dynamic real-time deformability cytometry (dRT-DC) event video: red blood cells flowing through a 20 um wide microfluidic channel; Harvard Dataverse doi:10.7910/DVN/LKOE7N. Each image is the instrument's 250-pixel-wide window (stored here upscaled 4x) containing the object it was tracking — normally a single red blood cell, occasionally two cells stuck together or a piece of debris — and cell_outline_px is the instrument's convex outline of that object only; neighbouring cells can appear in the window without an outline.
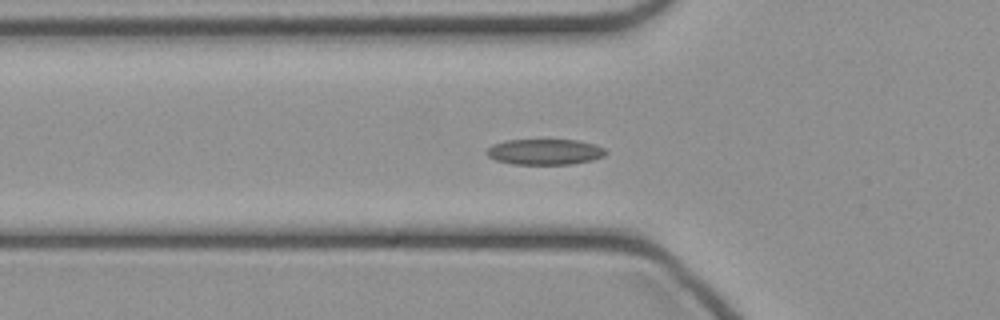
{"species": "common noctule bat (a hibernating species)", "species_latin": "Nyctalus noctula", "temperature_condition": "cold", "stored_images_in_passage": 35, "camera_frame_rate_fps": 3000, "um_per_image_px": 0.085, "animal": {"sex": "female", "body_mass_g": 21.9}, "frame": {"image": 1, "passage_image": 12, "time_ms": 3.667, "image_size_px": [1000, 320], "cell_outline_px": [[608, 152], [604, 156], [592, 160], [572, 164], [512, 164], [496, 160], [488, 156], [484, 152], [492, 144], [508, 140], [580, 140], [596, 144], [604, 148]], "centroid_in_image_um": [46.33, 12.9], "position_along_channel_um": 79.5, "area_um2": 17.98}}
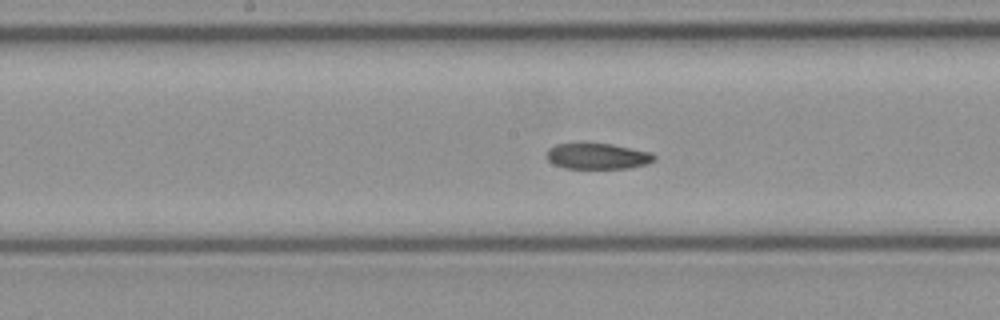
{"frame": {"image": 2, "passage_image": 20, "time_ms": 6.333, "image_size_px": [1000, 320], "cell_outline_px": [[656, 160], [648, 164], [628, 168], [564, 168], [548, 160], [548, 148], [556, 144], [612, 144], [652, 152], [656, 156]], "centroid_in_image_um": [50.86, 13.28], "position_along_channel_um": 197.3, "area_um2": 16.07}}
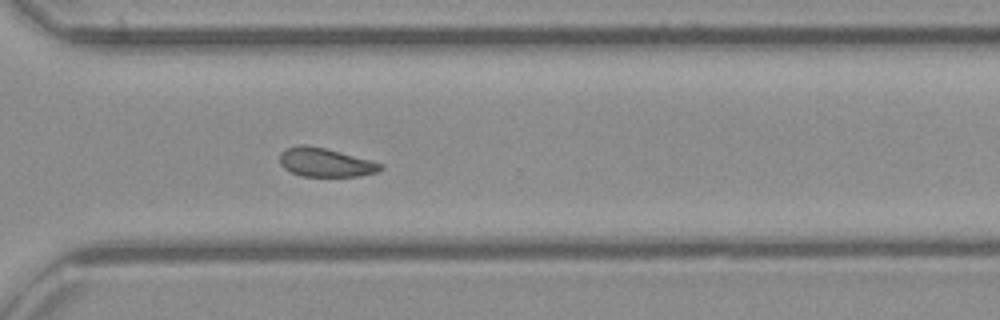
{"frame": {"image": 3, "passage_image": 30, "time_ms": 9.667, "image_size_px": [1000, 320], "cell_outline_px": [[384, 168], [376, 172], [360, 176], [300, 176], [284, 168], [280, 164], [280, 152], [288, 148], [300, 144], [304, 144], [324, 148], [340, 152], [384, 164]], "centroid_in_image_um": [27.65, 13.81], "position_along_channel_um": 342.9, "area_um2": 16.76}}